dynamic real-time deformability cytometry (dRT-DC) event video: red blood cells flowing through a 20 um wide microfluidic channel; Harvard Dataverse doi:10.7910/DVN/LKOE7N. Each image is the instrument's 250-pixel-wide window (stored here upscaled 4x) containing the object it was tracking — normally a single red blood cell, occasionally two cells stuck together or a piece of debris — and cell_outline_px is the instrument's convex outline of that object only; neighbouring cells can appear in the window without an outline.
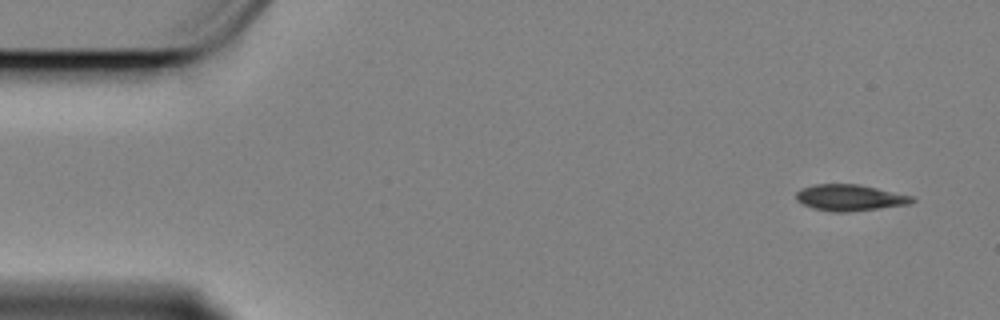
{"species": "Egyptian fruit bat (a non-hibernating species)", "species_latin": "Rousettus aegyptiacus", "temperature_condition": "cold", "stored_images_in_passage": 56, "camera_frame_rate_fps": 3000, "um_per_image_px": 0.085, "animal": {"sex": "female"}, "frame": {"image": 1, "passage_image": 1, "time_ms": 0.0, "image_size_px": [1000, 320], "cell_outline_px": [[916, 200], [908, 204], [848, 212], [828, 212], [812, 208], [796, 200], [796, 192], [800, 188], [816, 184], [856, 184], [876, 188], [912, 196]], "centroid_in_image_um": [72.18, 16.8], "position_along_channel_um": 12.8, "area_um2": 17.63}}
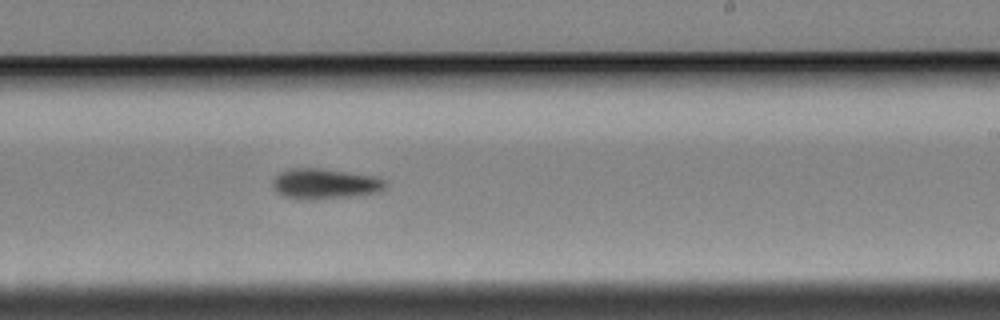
{"frame": {"image": 2, "passage_image": 32, "time_ms": 10.333, "image_size_px": [1000, 320], "cell_outline_px": [[384, 188], [380, 192], [348, 196], [312, 200], [304, 200], [284, 196], [276, 192], [272, 188], [272, 180], [280, 172], [288, 168], [320, 168], [372, 176], [384, 180]], "centroid_in_image_um": [27.52, 15.62], "position_along_channel_um": 261.5, "area_um2": 19.83}}
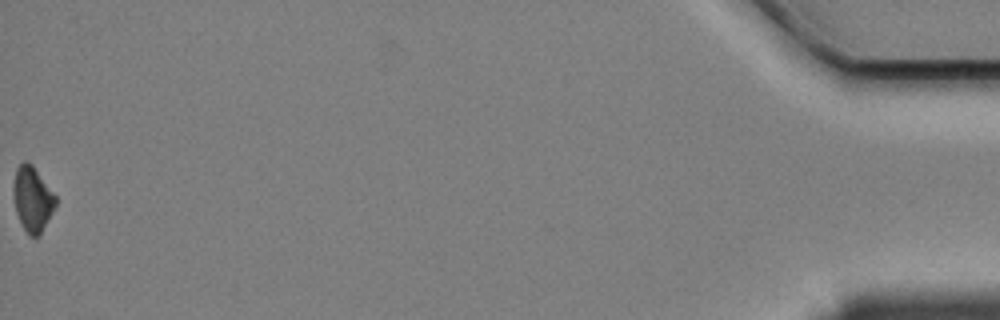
{"frame": {"image": 3, "passage_image": 56, "time_ms": 18.333, "image_size_px": [1000, 320], "cell_outline_px": [[56, 204], [40, 236], [28, 236], [16, 212], [12, 192], [16, 168], [24, 160], [28, 160], [32, 164], [56, 196]], "centroid_in_image_um": [2.75, 16.9], "position_along_channel_um": 432.5, "area_um2": 15.95}, "authors_computed_cell_mechanics": {"area_um2": 18.5249, "velocity_mm_per_s": 3.3875, "shape_relaxation_time_tau1_ms": 2.1709, "shape_relaxation_time_tau2_ms": null, "deformation_change_tau1": 0.0957, "deformation_change_tau2": null}}